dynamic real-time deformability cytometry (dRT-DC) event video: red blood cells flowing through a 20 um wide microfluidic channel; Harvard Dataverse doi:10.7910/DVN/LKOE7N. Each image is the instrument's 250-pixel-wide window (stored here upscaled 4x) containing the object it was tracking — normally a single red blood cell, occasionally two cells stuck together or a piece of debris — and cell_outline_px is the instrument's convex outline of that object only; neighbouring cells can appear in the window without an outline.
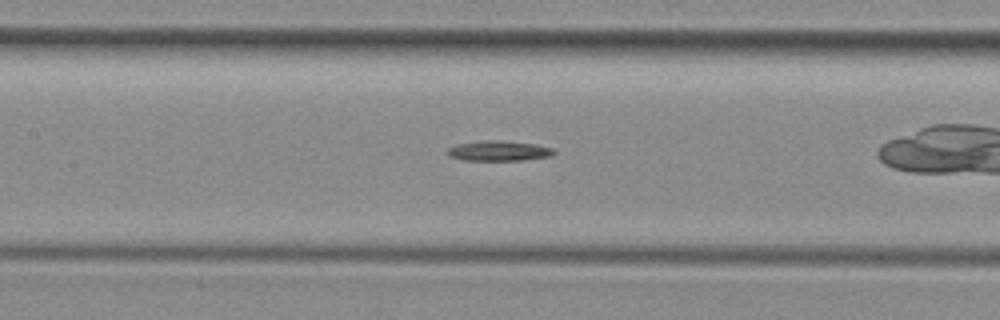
{"species": "common noctule bat (a hibernating species)", "species_latin": "Nyctalus noctula", "temperature_condition": "room temperature", "stored_images_in_passage": 33, "camera_frame_rate_fps": 3000, "um_per_image_px": 0.085, "animal": {"sex": "female", "body_mass_g": 29.2, "forearm_length_mm": 56.3}, "frame": {"image": 1, "passage_image": 15, "time_ms": 4.667, "image_size_px": [1000, 320], "cell_outline_px": [[556, 152], [552, 156], [524, 160], [464, 160], [448, 156], [448, 148], [460, 144], [488, 140], [504, 140], [536, 144], [552, 148]], "centroid_in_image_um": [42.46, 12.82], "position_along_channel_um": 164.9, "area_um2": 12.43}}
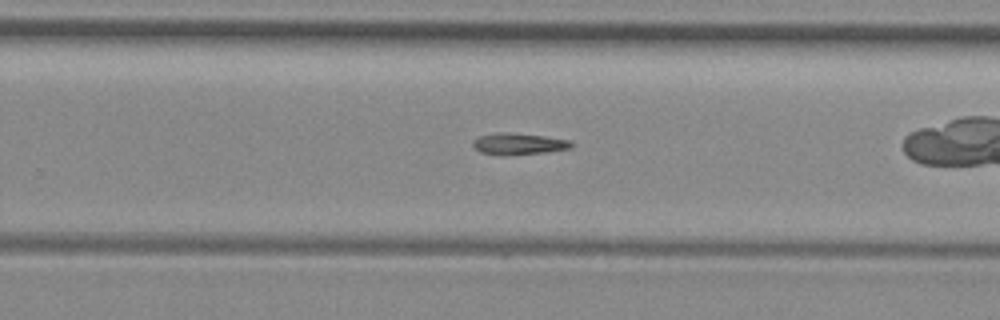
{"frame": {"image": 2, "passage_image": 24, "time_ms": 7.667, "image_size_px": [1000, 320], "cell_outline_px": [[572, 148], [548, 152], [512, 156], [480, 152], [472, 144], [480, 136], [500, 132], [544, 136], [568, 140], [572, 144]], "centroid_in_image_um": [44.12, 12.25], "position_along_channel_um": 285.7, "area_um2": 12.14}}